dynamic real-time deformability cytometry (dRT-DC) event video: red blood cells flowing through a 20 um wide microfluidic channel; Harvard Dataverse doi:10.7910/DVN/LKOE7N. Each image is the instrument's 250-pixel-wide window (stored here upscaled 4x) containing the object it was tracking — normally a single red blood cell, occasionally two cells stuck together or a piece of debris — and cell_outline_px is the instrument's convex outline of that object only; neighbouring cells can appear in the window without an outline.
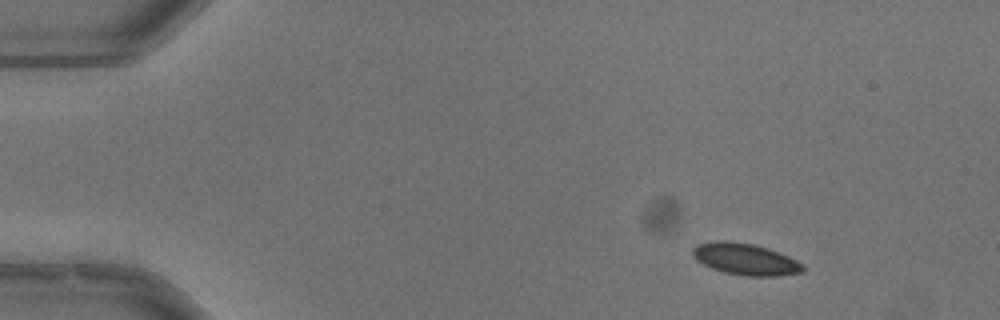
{"species": "common noctule bat (a hibernating species)", "species_latin": "Nyctalus noctula", "temperature_condition": "warm", "stored_images_in_passage": 47, "camera_frame_rate_fps": 3000, "um_per_image_px": 0.085, "animal": {"sex": "male", "body_mass_g": 13.3}, "frame": {"image": 1, "passage_image": 1, "time_ms": 0.0, "image_size_px": [1000, 320], "cell_outline_px": [[804, 272], [780, 276], [744, 276], [724, 272], [712, 268], [696, 260], [692, 256], [692, 248], [696, 244], [716, 240], [728, 240], [756, 244], [768, 248], [788, 256], [804, 264]], "centroid_in_image_um": [63.35, 22.02], "position_along_channel_um": 21.7, "area_um2": 20.63}}
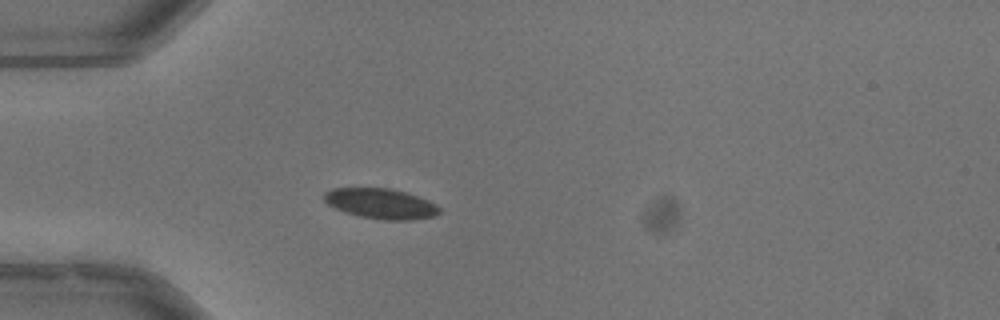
{"frame": {"image": 2, "passage_image": 10, "time_ms": 3.0, "image_size_px": [1000, 320], "cell_outline_px": [[440, 212], [436, 216], [412, 220], [384, 220], [360, 216], [344, 212], [328, 204], [324, 200], [324, 192], [332, 188], [388, 188], [404, 192], [428, 200], [436, 204], [440, 208]], "centroid_in_image_um": [32.38, 17.31], "position_along_channel_um": 52.6, "area_um2": 20.29}, "authors_computed_cell_mechanics": {"area_um2": 20.2878, "velocity_mm_per_s": 3.9381, "shape_relaxation_time_tau1_ms": 3.0885, "shape_relaxation_time_tau2_ms": null, "deformation_change_tau1": 0.0866, "deformation_change_tau2": null}}